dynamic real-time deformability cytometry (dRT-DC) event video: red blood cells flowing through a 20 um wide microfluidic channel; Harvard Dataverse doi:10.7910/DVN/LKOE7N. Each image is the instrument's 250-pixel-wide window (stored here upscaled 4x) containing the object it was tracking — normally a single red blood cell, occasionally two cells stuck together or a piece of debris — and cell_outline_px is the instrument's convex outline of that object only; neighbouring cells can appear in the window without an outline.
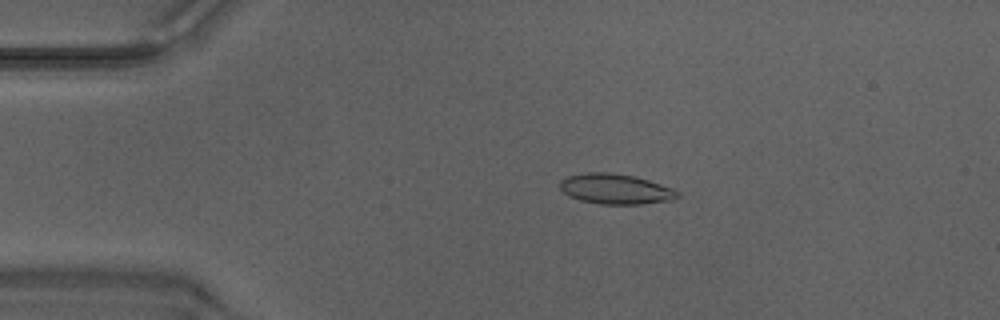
{"species": "Egyptian fruit bat (a non-hibernating species)", "species_latin": "Rousettus aegyptiacus", "temperature_condition": "warm", "stored_images_in_passage": 49, "camera_frame_rate_fps": 3000, "um_per_image_px": 0.085, "animal": {"sex": "male"}, "frame": {"image": 1, "passage_image": 10, "time_ms": 3.0, "image_size_px": [1000, 320], "cell_outline_px": [[680, 196], [672, 200], [640, 204], [600, 204], [580, 200], [568, 196], [560, 188], [560, 180], [568, 176], [584, 172], [608, 172], [632, 176], [648, 180], [672, 188], [680, 192]], "centroid_in_image_um": [52.31, 16.06], "position_along_channel_um": 32.7, "area_um2": 20.69}}
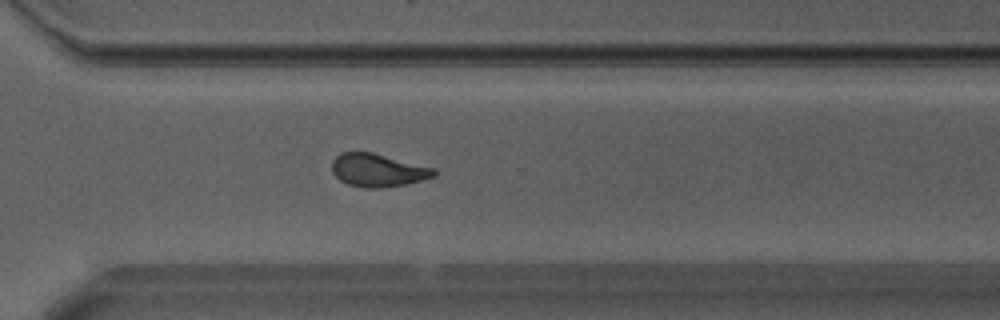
{"frame": {"image": 2, "passage_image": 35, "time_ms": 11.333, "image_size_px": [1000, 320], "cell_outline_px": [[436, 176], [404, 184], [380, 188], [364, 188], [348, 184], [340, 180], [332, 172], [332, 160], [340, 152], [372, 152], [436, 168]], "centroid_in_image_um": [32.11, 14.46], "position_along_channel_um": 338.5, "area_um2": 19.65}}
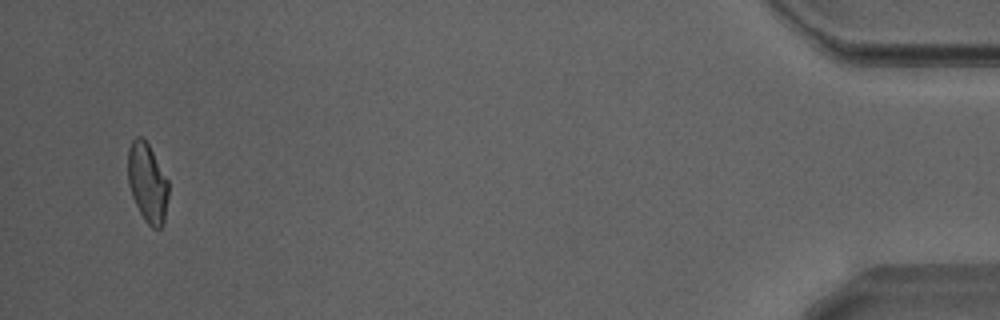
{"frame": {"image": 3, "passage_image": 47, "time_ms": 15.333, "image_size_px": [1000, 320], "cell_outline_px": [[168, 196], [164, 220], [160, 228], [152, 228], [144, 220], [132, 196], [128, 184], [128, 148], [132, 140], [136, 136], [140, 136], [148, 144], [168, 180]], "centroid_in_image_um": [12.52, 15.53], "position_along_channel_um": 422.7, "area_um2": 18.55}, "authors_computed_cell_mechanics": {"area_um2": 19.8254, "velocity_mm_per_s": 4.2298, "shape_relaxation_time_tau1_ms": null, "shape_relaxation_time_tau2_ms": 1.7719, "deformation_change_tau1": null, "deformation_change_tau2": 0.0818}}